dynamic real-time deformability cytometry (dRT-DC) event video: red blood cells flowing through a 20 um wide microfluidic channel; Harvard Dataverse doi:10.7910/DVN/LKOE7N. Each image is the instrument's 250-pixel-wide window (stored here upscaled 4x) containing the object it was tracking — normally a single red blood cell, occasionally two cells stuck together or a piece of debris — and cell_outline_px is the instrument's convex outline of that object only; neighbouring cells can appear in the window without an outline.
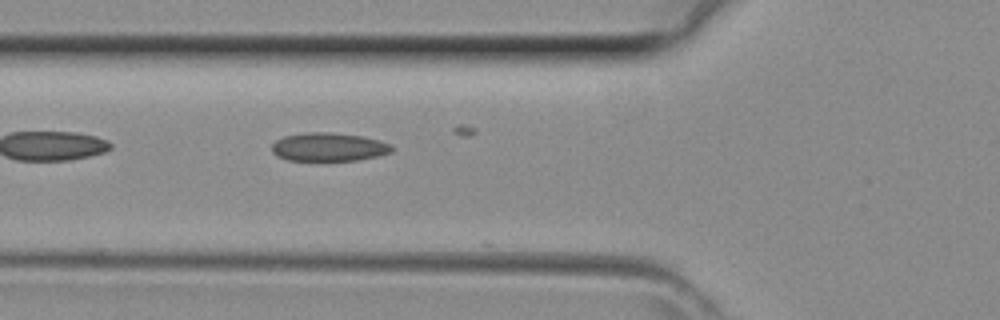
{"species": "common noctule bat (a hibernating species)", "species_latin": "Nyctalus noctula", "temperature_condition": "room temperature", "stored_images_in_passage": 16, "camera_frame_rate_fps": 3000, "um_per_image_px": 0.085, "animal": {"sex": "female", "body_mass_g": 29.2, "forearm_length_mm": 56.3}, "frame": {"image": 1, "passage_image": 7, "time_ms": 2.0, "image_size_px": [1000, 320], "cell_outline_px": [[392, 152], [376, 156], [356, 160], [288, 160], [276, 156], [272, 152], [272, 144], [276, 140], [284, 136], [304, 132], [328, 132], [360, 136], [380, 140], [392, 144]], "centroid_in_image_um": [27.92, 12.49], "position_along_channel_um": 97.9, "area_um2": 19.83}}